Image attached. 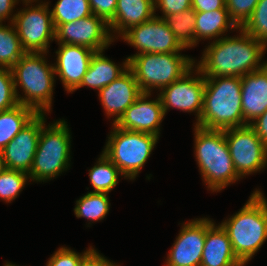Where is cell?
<instances>
[{
	"label": "cell",
	"mask_w": 267,
	"mask_h": 266,
	"mask_svg": "<svg viewBox=\"0 0 267 266\" xmlns=\"http://www.w3.org/2000/svg\"><path fill=\"white\" fill-rule=\"evenodd\" d=\"M237 37H221L203 52L196 67L204 77H242L262 69L266 63H259L266 45L240 30Z\"/></svg>",
	"instance_id": "obj_1"
},
{
	"label": "cell",
	"mask_w": 267,
	"mask_h": 266,
	"mask_svg": "<svg viewBox=\"0 0 267 266\" xmlns=\"http://www.w3.org/2000/svg\"><path fill=\"white\" fill-rule=\"evenodd\" d=\"M198 127L225 130L243 127L241 77H205L203 110Z\"/></svg>",
	"instance_id": "obj_2"
},
{
	"label": "cell",
	"mask_w": 267,
	"mask_h": 266,
	"mask_svg": "<svg viewBox=\"0 0 267 266\" xmlns=\"http://www.w3.org/2000/svg\"><path fill=\"white\" fill-rule=\"evenodd\" d=\"M221 225L228 233L234 254L245 265L267 239V199L256 190L240 211Z\"/></svg>",
	"instance_id": "obj_3"
},
{
	"label": "cell",
	"mask_w": 267,
	"mask_h": 266,
	"mask_svg": "<svg viewBox=\"0 0 267 266\" xmlns=\"http://www.w3.org/2000/svg\"><path fill=\"white\" fill-rule=\"evenodd\" d=\"M195 157L203 180L211 191H220L239 180L225 139V130L195 125Z\"/></svg>",
	"instance_id": "obj_4"
},
{
	"label": "cell",
	"mask_w": 267,
	"mask_h": 266,
	"mask_svg": "<svg viewBox=\"0 0 267 266\" xmlns=\"http://www.w3.org/2000/svg\"><path fill=\"white\" fill-rule=\"evenodd\" d=\"M44 54L26 52L10 69L19 104L45 114L51 110L55 71L53 65L47 64ZM19 85L24 97L17 92Z\"/></svg>",
	"instance_id": "obj_5"
},
{
	"label": "cell",
	"mask_w": 267,
	"mask_h": 266,
	"mask_svg": "<svg viewBox=\"0 0 267 266\" xmlns=\"http://www.w3.org/2000/svg\"><path fill=\"white\" fill-rule=\"evenodd\" d=\"M126 59L142 92L150 94L151 89L161 91L195 66L193 59L179 53H136Z\"/></svg>",
	"instance_id": "obj_6"
},
{
	"label": "cell",
	"mask_w": 267,
	"mask_h": 266,
	"mask_svg": "<svg viewBox=\"0 0 267 266\" xmlns=\"http://www.w3.org/2000/svg\"><path fill=\"white\" fill-rule=\"evenodd\" d=\"M44 125L40 131L33 164L28 173L33 181H46L67 170L70 160V131L65 120Z\"/></svg>",
	"instance_id": "obj_7"
},
{
	"label": "cell",
	"mask_w": 267,
	"mask_h": 266,
	"mask_svg": "<svg viewBox=\"0 0 267 266\" xmlns=\"http://www.w3.org/2000/svg\"><path fill=\"white\" fill-rule=\"evenodd\" d=\"M103 154L120 170L124 177L134 179L150 157L158 136L120 129L113 124Z\"/></svg>",
	"instance_id": "obj_8"
},
{
	"label": "cell",
	"mask_w": 267,
	"mask_h": 266,
	"mask_svg": "<svg viewBox=\"0 0 267 266\" xmlns=\"http://www.w3.org/2000/svg\"><path fill=\"white\" fill-rule=\"evenodd\" d=\"M48 4L23 8L10 20L25 52L46 53L49 42L55 39V27Z\"/></svg>",
	"instance_id": "obj_9"
},
{
	"label": "cell",
	"mask_w": 267,
	"mask_h": 266,
	"mask_svg": "<svg viewBox=\"0 0 267 266\" xmlns=\"http://www.w3.org/2000/svg\"><path fill=\"white\" fill-rule=\"evenodd\" d=\"M225 139L240 178L265 168L267 146L249 125L225 129Z\"/></svg>",
	"instance_id": "obj_10"
},
{
	"label": "cell",
	"mask_w": 267,
	"mask_h": 266,
	"mask_svg": "<svg viewBox=\"0 0 267 266\" xmlns=\"http://www.w3.org/2000/svg\"><path fill=\"white\" fill-rule=\"evenodd\" d=\"M122 39L134 46L138 54L178 53L185 49L175 38L163 18L156 15L122 34Z\"/></svg>",
	"instance_id": "obj_11"
},
{
	"label": "cell",
	"mask_w": 267,
	"mask_h": 266,
	"mask_svg": "<svg viewBox=\"0 0 267 266\" xmlns=\"http://www.w3.org/2000/svg\"><path fill=\"white\" fill-rule=\"evenodd\" d=\"M109 31V24L92 14L75 22L59 24L55 28V39L58 43L84 46L98 52L113 42L114 36Z\"/></svg>",
	"instance_id": "obj_12"
},
{
	"label": "cell",
	"mask_w": 267,
	"mask_h": 266,
	"mask_svg": "<svg viewBox=\"0 0 267 266\" xmlns=\"http://www.w3.org/2000/svg\"><path fill=\"white\" fill-rule=\"evenodd\" d=\"M195 68L198 74L196 78L190 76L193 73L192 67L181 78L161 90L159 97L164 114L171 107L186 112L194 111L197 117L196 123L199 122L203 110L205 77L197 67Z\"/></svg>",
	"instance_id": "obj_13"
},
{
	"label": "cell",
	"mask_w": 267,
	"mask_h": 266,
	"mask_svg": "<svg viewBox=\"0 0 267 266\" xmlns=\"http://www.w3.org/2000/svg\"><path fill=\"white\" fill-rule=\"evenodd\" d=\"M44 113H38L3 149L6 169L30 172L37 150Z\"/></svg>",
	"instance_id": "obj_14"
},
{
	"label": "cell",
	"mask_w": 267,
	"mask_h": 266,
	"mask_svg": "<svg viewBox=\"0 0 267 266\" xmlns=\"http://www.w3.org/2000/svg\"><path fill=\"white\" fill-rule=\"evenodd\" d=\"M206 238V218L183 224L166 266H200Z\"/></svg>",
	"instance_id": "obj_15"
},
{
	"label": "cell",
	"mask_w": 267,
	"mask_h": 266,
	"mask_svg": "<svg viewBox=\"0 0 267 266\" xmlns=\"http://www.w3.org/2000/svg\"><path fill=\"white\" fill-rule=\"evenodd\" d=\"M58 44L60 48L55 52L57 60L54 71L59 75L65 90L72 93L80 85L95 51L79 45Z\"/></svg>",
	"instance_id": "obj_16"
},
{
	"label": "cell",
	"mask_w": 267,
	"mask_h": 266,
	"mask_svg": "<svg viewBox=\"0 0 267 266\" xmlns=\"http://www.w3.org/2000/svg\"><path fill=\"white\" fill-rule=\"evenodd\" d=\"M150 95V93H143L126 109L115 125L120 129L138 131L159 137L160 123L165 114L160 97L149 101L147 99Z\"/></svg>",
	"instance_id": "obj_17"
},
{
	"label": "cell",
	"mask_w": 267,
	"mask_h": 266,
	"mask_svg": "<svg viewBox=\"0 0 267 266\" xmlns=\"http://www.w3.org/2000/svg\"><path fill=\"white\" fill-rule=\"evenodd\" d=\"M142 94L133 72L127 68L120 77L102 88L98 96L106 114L116 116L115 124Z\"/></svg>",
	"instance_id": "obj_18"
},
{
	"label": "cell",
	"mask_w": 267,
	"mask_h": 266,
	"mask_svg": "<svg viewBox=\"0 0 267 266\" xmlns=\"http://www.w3.org/2000/svg\"><path fill=\"white\" fill-rule=\"evenodd\" d=\"M241 105L247 125L267 110V64L241 77Z\"/></svg>",
	"instance_id": "obj_19"
},
{
	"label": "cell",
	"mask_w": 267,
	"mask_h": 266,
	"mask_svg": "<svg viewBox=\"0 0 267 266\" xmlns=\"http://www.w3.org/2000/svg\"><path fill=\"white\" fill-rule=\"evenodd\" d=\"M200 266H244L234 254L226 230L208 218Z\"/></svg>",
	"instance_id": "obj_20"
},
{
	"label": "cell",
	"mask_w": 267,
	"mask_h": 266,
	"mask_svg": "<svg viewBox=\"0 0 267 266\" xmlns=\"http://www.w3.org/2000/svg\"><path fill=\"white\" fill-rule=\"evenodd\" d=\"M155 12L154 0H117L114 18L108 23L109 29L122 35L131 27L153 18Z\"/></svg>",
	"instance_id": "obj_21"
},
{
	"label": "cell",
	"mask_w": 267,
	"mask_h": 266,
	"mask_svg": "<svg viewBox=\"0 0 267 266\" xmlns=\"http://www.w3.org/2000/svg\"><path fill=\"white\" fill-rule=\"evenodd\" d=\"M103 51L95 52L80 85L75 89L83 86L100 91L105 86L109 85L113 80L120 77L128 68V60L123 62L122 67L117 66L103 54Z\"/></svg>",
	"instance_id": "obj_22"
},
{
	"label": "cell",
	"mask_w": 267,
	"mask_h": 266,
	"mask_svg": "<svg viewBox=\"0 0 267 266\" xmlns=\"http://www.w3.org/2000/svg\"><path fill=\"white\" fill-rule=\"evenodd\" d=\"M229 29H239L230 19L226 6L210 12H196L195 45L203 39L222 36Z\"/></svg>",
	"instance_id": "obj_23"
},
{
	"label": "cell",
	"mask_w": 267,
	"mask_h": 266,
	"mask_svg": "<svg viewBox=\"0 0 267 266\" xmlns=\"http://www.w3.org/2000/svg\"><path fill=\"white\" fill-rule=\"evenodd\" d=\"M31 107L18 104L0 111V151L37 115Z\"/></svg>",
	"instance_id": "obj_24"
},
{
	"label": "cell",
	"mask_w": 267,
	"mask_h": 266,
	"mask_svg": "<svg viewBox=\"0 0 267 266\" xmlns=\"http://www.w3.org/2000/svg\"><path fill=\"white\" fill-rule=\"evenodd\" d=\"M163 19L185 49L195 46L196 11L192 7L177 14L167 15Z\"/></svg>",
	"instance_id": "obj_25"
},
{
	"label": "cell",
	"mask_w": 267,
	"mask_h": 266,
	"mask_svg": "<svg viewBox=\"0 0 267 266\" xmlns=\"http://www.w3.org/2000/svg\"><path fill=\"white\" fill-rule=\"evenodd\" d=\"M119 175L123 176L113 162L102 153L97 164L89 169L90 182L94 188L92 192L109 194L118 184Z\"/></svg>",
	"instance_id": "obj_26"
},
{
	"label": "cell",
	"mask_w": 267,
	"mask_h": 266,
	"mask_svg": "<svg viewBox=\"0 0 267 266\" xmlns=\"http://www.w3.org/2000/svg\"><path fill=\"white\" fill-rule=\"evenodd\" d=\"M109 209L107 193L88 192L76 201L74 213L77 218L85 217L88 221H98L105 218Z\"/></svg>",
	"instance_id": "obj_27"
},
{
	"label": "cell",
	"mask_w": 267,
	"mask_h": 266,
	"mask_svg": "<svg viewBox=\"0 0 267 266\" xmlns=\"http://www.w3.org/2000/svg\"><path fill=\"white\" fill-rule=\"evenodd\" d=\"M10 26L0 23V67L11 68L26 52L12 22Z\"/></svg>",
	"instance_id": "obj_28"
},
{
	"label": "cell",
	"mask_w": 267,
	"mask_h": 266,
	"mask_svg": "<svg viewBox=\"0 0 267 266\" xmlns=\"http://www.w3.org/2000/svg\"><path fill=\"white\" fill-rule=\"evenodd\" d=\"M88 0H58L51 11L54 27L92 15Z\"/></svg>",
	"instance_id": "obj_29"
},
{
	"label": "cell",
	"mask_w": 267,
	"mask_h": 266,
	"mask_svg": "<svg viewBox=\"0 0 267 266\" xmlns=\"http://www.w3.org/2000/svg\"><path fill=\"white\" fill-rule=\"evenodd\" d=\"M267 46V0H259L247 21L239 28Z\"/></svg>",
	"instance_id": "obj_30"
},
{
	"label": "cell",
	"mask_w": 267,
	"mask_h": 266,
	"mask_svg": "<svg viewBox=\"0 0 267 266\" xmlns=\"http://www.w3.org/2000/svg\"><path fill=\"white\" fill-rule=\"evenodd\" d=\"M29 178L28 173L18 170L6 169L0 174V199L8 202L13 201Z\"/></svg>",
	"instance_id": "obj_31"
},
{
	"label": "cell",
	"mask_w": 267,
	"mask_h": 266,
	"mask_svg": "<svg viewBox=\"0 0 267 266\" xmlns=\"http://www.w3.org/2000/svg\"><path fill=\"white\" fill-rule=\"evenodd\" d=\"M97 253L91 246L82 254L61 247L51 256L46 266H86Z\"/></svg>",
	"instance_id": "obj_32"
},
{
	"label": "cell",
	"mask_w": 267,
	"mask_h": 266,
	"mask_svg": "<svg viewBox=\"0 0 267 266\" xmlns=\"http://www.w3.org/2000/svg\"><path fill=\"white\" fill-rule=\"evenodd\" d=\"M18 104L11 69L0 67V111L9 110Z\"/></svg>",
	"instance_id": "obj_33"
},
{
	"label": "cell",
	"mask_w": 267,
	"mask_h": 266,
	"mask_svg": "<svg viewBox=\"0 0 267 266\" xmlns=\"http://www.w3.org/2000/svg\"><path fill=\"white\" fill-rule=\"evenodd\" d=\"M259 0H225L230 19L240 28L251 16Z\"/></svg>",
	"instance_id": "obj_34"
},
{
	"label": "cell",
	"mask_w": 267,
	"mask_h": 266,
	"mask_svg": "<svg viewBox=\"0 0 267 266\" xmlns=\"http://www.w3.org/2000/svg\"><path fill=\"white\" fill-rule=\"evenodd\" d=\"M94 15L109 23L115 15L117 0H88Z\"/></svg>",
	"instance_id": "obj_35"
},
{
	"label": "cell",
	"mask_w": 267,
	"mask_h": 266,
	"mask_svg": "<svg viewBox=\"0 0 267 266\" xmlns=\"http://www.w3.org/2000/svg\"><path fill=\"white\" fill-rule=\"evenodd\" d=\"M191 1L192 0H154L155 10L156 8H160L164 14L162 17H157L164 18L167 15L183 12L191 8Z\"/></svg>",
	"instance_id": "obj_36"
},
{
	"label": "cell",
	"mask_w": 267,
	"mask_h": 266,
	"mask_svg": "<svg viewBox=\"0 0 267 266\" xmlns=\"http://www.w3.org/2000/svg\"><path fill=\"white\" fill-rule=\"evenodd\" d=\"M226 6L225 0H192L191 7L196 12H210L223 9Z\"/></svg>",
	"instance_id": "obj_37"
},
{
	"label": "cell",
	"mask_w": 267,
	"mask_h": 266,
	"mask_svg": "<svg viewBox=\"0 0 267 266\" xmlns=\"http://www.w3.org/2000/svg\"><path fill=\"white\" fill-rule=\"evenodd\" d=\"M249 126L256 132L257 136L267 146V110L256 118Z\"/></svg>",
	"instance_id": "obj_38"
},
{
	"label": "cell",
	"mask_w": 267,
	"mask_h": 266,
	"mask_svg": "<svg viewBox=\"0 0 267 266\" xmlns=\"http://www.w3.org/2000/svg\"><path fill=\"white\" fill-rule=\"evenodd\" d=\"M18 0H0V23L10 15Z\"/></svg>",
	"instance_id": "obj_39"
},
{
	"label": "cell",
	"mask_w": 267,
	"mask_h": 266,
	"mask_svg": "<svg viewBox=\"0 0 267 266\" xmlns=\"http://www.w3.org/2000/svg\"><path fill=\"white\" fill-rule=\"evenodd\" d=\"M86 266H119L115 265L111 261L105 259L104 256L97 253L87 264Z\"/></svg>",
	"instance_id": "obj_40"
},
{
	"label": "cell",
	"mask_w": 267,
	"mask_h": 266,
	"mask_svg": "<svg viewBox=\"0 0 267 266\" xmlns=\"http://www.w3.org/2000/svg\"><path fill=\"white\" fill-rule=\"evenodd\" d=\"M5 170H6V166L4 163L3 156H2V152L0 151V174Z\"/></svg>",
	"instance_id": "obj_41"
},
{
	"label": "cell",
	"mask_w": 267,
	"mask_h": 266,
	"mask_svg": "<svg viewBox=\"0 0 267 266\" xmlns=\"http://www.w3.org/2000/svg\"><path fill=\"white\" fill-rule=\"evenodd\" d=\"M22 1L25 3V5H28L29 3H32L37 0H22Z\"/></svg>",
	"instance_id": "obj_42"
},
{
	"label": "cell",
	"mask_w": 267,
	"mask_h": 266,
	"mask_svg": "<svg viewBox=\"0 0 267 266\" xmlns=\"http://www.w3.org/2000/svg\"><path fill=\"white\" fill-rule=\"evenodd\" d=\"M5 266H15V264L13 265L12 263H6Z\"/></svg>",
	"instance_id": "obj_43"
}]
</instances>
